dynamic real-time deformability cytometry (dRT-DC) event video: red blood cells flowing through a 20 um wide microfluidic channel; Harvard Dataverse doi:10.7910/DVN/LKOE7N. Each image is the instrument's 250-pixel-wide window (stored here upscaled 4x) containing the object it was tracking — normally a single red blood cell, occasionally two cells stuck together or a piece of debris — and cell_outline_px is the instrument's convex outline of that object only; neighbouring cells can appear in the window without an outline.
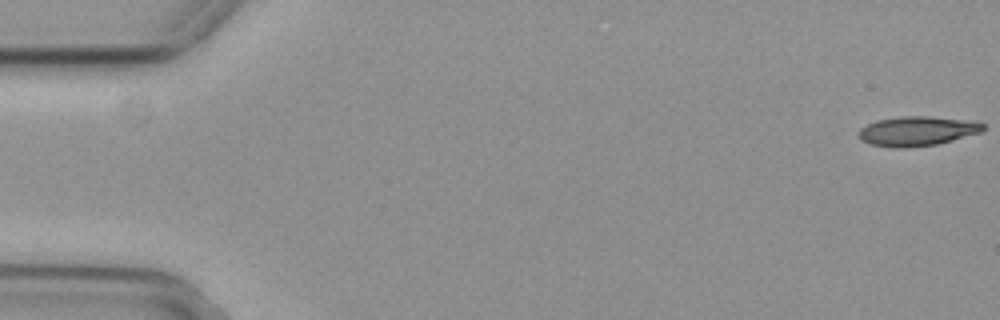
{"species": "common noctule bat (a hibernating species)", "species_latin": "Nyctalus noctula", "temperature_condition": "cold", "stored_images_in_passage": 19, "camera_frame_rate_fps": 3000, "um_per_image_px": 0.085, "animal": {"sex": "female", "body_mass_g": 29.2, "forearm_length_mm": 56.3}, "frame": {"image": 1, "passage_image": 1, "time_ms": 0.0, "image_size_px": [1000, 320], "cell_outline_px": [[984, 128], [980, 132], [952, 140], [936, 144], [912, 148], [896, 148], [868, 144], [860, 140], [860, 128], [876, 120], [900, 116], [928, 116], [960, 120], [984, 124]], "centroid_in_image_um": [77.88, 11.16], "position_along_channel_um": 7.1, "area_um2": 21.15}}
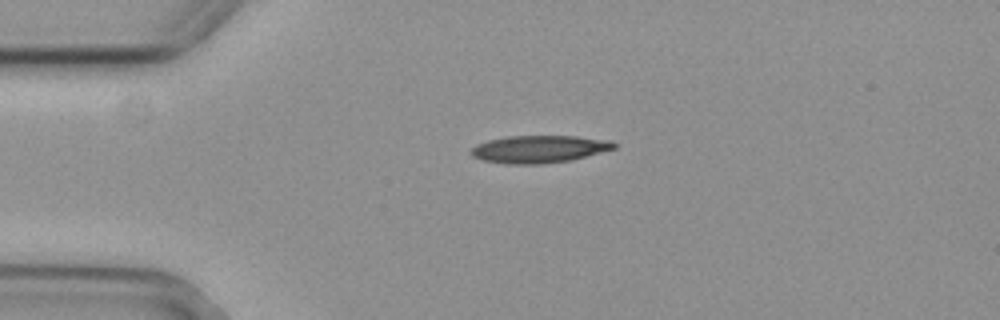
{"frame": {"image": 2, "passage_image": 13, "time_ms": 4.0, "image_size_px": [1000, 320], "cell_outline_px": [[616, 148], [568, 160], [540, 164], [504, 164], [484, 160], [472, 156], [468, 152], [476, 144], [488, 140], [508, 136], [576, 136], [612, 140], [616, 144]], "centroid_in_image_um": [45.79, 12.66], "position_along_channel_um": 39.2, "area_um2": 22.77}}
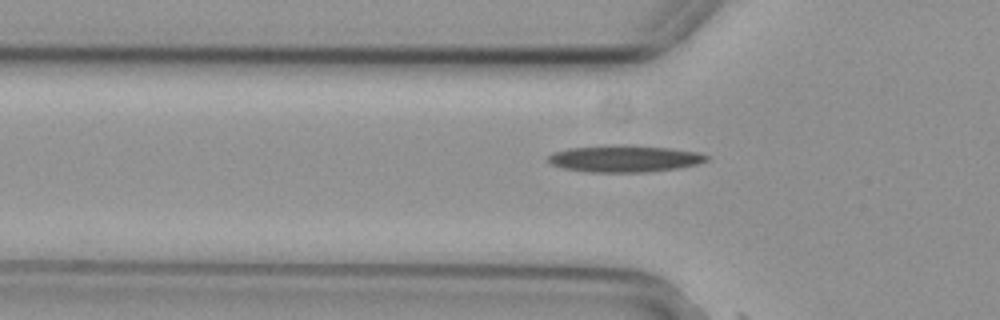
{"frame": {"image": 3, "passage_image": 18, "time_ms": 5.667, "image_size_px": [1000, 320], "cell_outline_px": [[708, 160], [696, 164], [680, 168], [648, 172], [588, 172], [564, 168], [552, 164], [548, 160], [548, 156], [552, 152], [568, 148], [608, 144], [632, 144], [672, 148], [696, 152], [708, 156]], "centroid_in_image_um": [53.07, 13.46], "position_along_channel_um": 72.7, "area_um2": 25.14}}